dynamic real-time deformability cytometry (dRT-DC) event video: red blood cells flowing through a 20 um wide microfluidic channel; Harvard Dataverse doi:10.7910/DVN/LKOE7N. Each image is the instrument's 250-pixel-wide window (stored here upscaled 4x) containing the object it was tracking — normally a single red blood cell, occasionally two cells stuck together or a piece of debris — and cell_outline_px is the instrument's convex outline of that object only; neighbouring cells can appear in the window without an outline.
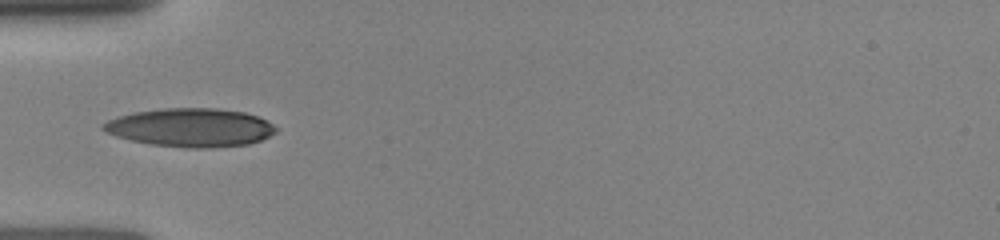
{"species": "human", "species_latin": "Homo sapiens", "temperature_condition": "room temperature", "stored_images_in_passage": 44, "camera_frame_rate_fps": 3000, "um_per_image_px": 0.085, "donor": {"sex": "female"}, "frame": {"image": 1, "passage_image": 1, "time_ms": 0.0, "image_size_px": [1000, 240], "cell_outline_px": [[280, 128], [276, 132], [260, 140], [248, 144], [212, 148], [188, 148], [152, 144], [132, 140], [116, 136], [104, 132], [100, 128], [100, 124], [108, 120], [132, 112], [164, 108], [216, 108], [244, 112], [260, 116], [268, 120]], "centroid_in_image_um": [16.22, 10.83], "position_along_channel_um": 68.8, "area_um2": 39.07}}
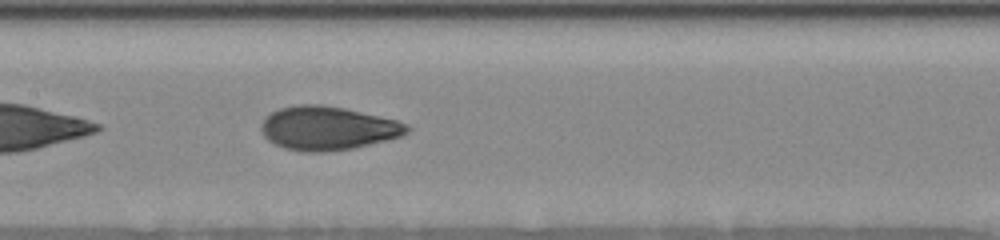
{"frame": {"image": 2, "passage_image": 14, "time_ms": 2.667, "image_size_px": [1000, 240], "cell_outline_px": [[412, 128], [408, 132], [400, 136], [352, 148], [324, 152], [304, 152], [284, 148], [268, 140], [264, 136], [260, 128], [260, 124], [264, 116], [280, 108], [300, 104], [324, 104], [344, 108], [380, 116], [396, 120], [408, 124]], "centroid_in_image_um": [27.82, 10.88], "position_along_channel_um": 179.6, "area_um2": 37.11}}
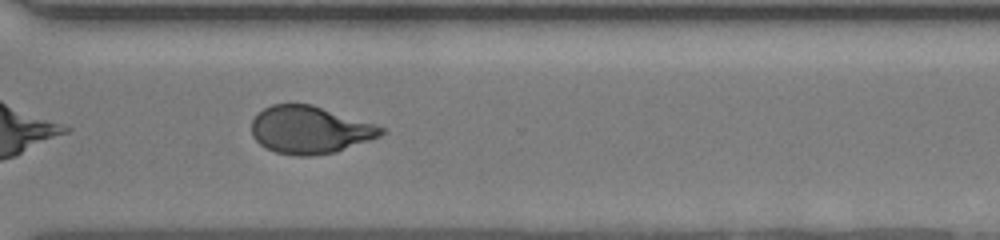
{"frame": {"image": 3, "passage_image": 26, "time_ms": 6.667, "image_size_px": [1000, 240], "cell_outline_px": [[384, 132], [380, 136], [336, 152], [312, 156], [296, 156], [276, 152], [260, 144], [252, 136], [252, 120], [256, 112], [272, 104], [312, 104], [376, 124], [384, 128]], "centroid_in_image_um": [26.32, 11.03], "position_along_channel_um": 344.3, "area_um2": 35.95}}